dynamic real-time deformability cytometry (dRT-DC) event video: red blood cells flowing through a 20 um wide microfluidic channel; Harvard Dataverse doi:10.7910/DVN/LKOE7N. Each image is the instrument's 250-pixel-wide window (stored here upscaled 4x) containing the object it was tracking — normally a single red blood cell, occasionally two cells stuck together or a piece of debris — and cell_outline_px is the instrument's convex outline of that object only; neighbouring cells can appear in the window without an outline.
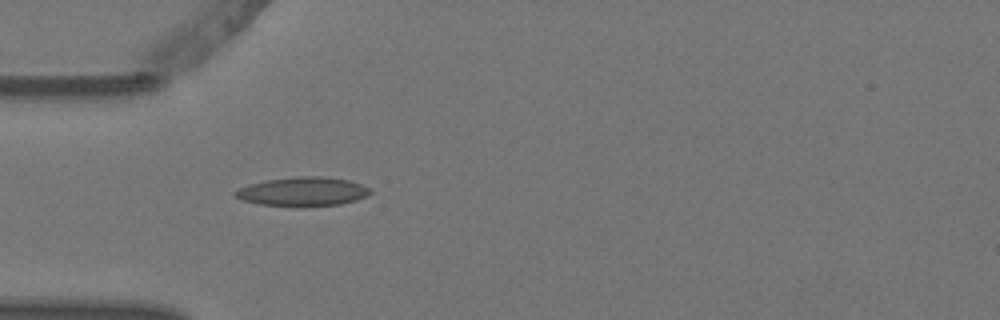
{"species": "Egyptian fruit bat (a non-hibernating species)", "species_latin": "Rousettus aegyptiacus", "temperature_condition": "warm", "stored_images_in_passage": 1, "camera_frame_rate_fps": 3000, "um_per_image_px": 0.085, "animal": {"sex": "female"}, "frame": {"image": 1, "passage_image": 1, "time_ms": 0.0, "image_size_px": [1000, 320], "cell_outline_px": [[372, 192], [368, 196], [356, 200], [340, 204], [304, 208], [300, 208], [260, 204], [240, 200], [232, 196], [232, 192], [248, 184], [268, 180], [296, 176], [320, 176], [348, 180], [372, 188]], "centroid_in_image_um": [25.72, 16.31], "position_along_channel_um": 59.3, "area_um2": 23.41}}